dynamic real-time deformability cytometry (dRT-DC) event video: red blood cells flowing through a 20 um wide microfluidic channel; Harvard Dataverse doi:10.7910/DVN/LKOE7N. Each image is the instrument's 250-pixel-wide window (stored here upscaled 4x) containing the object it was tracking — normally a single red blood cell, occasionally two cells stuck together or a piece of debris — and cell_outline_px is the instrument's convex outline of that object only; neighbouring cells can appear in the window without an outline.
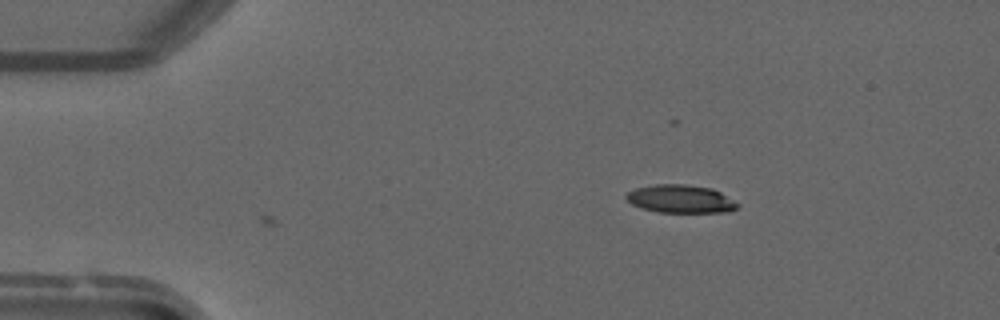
{"species": "common noctule bat (a hibernating species)", "species_latin": "Nyctalus noctula", "temperature_condition": "warm", "stored_images_in_passage": 2, "camera_frame_rate_fps": 3000, "um_per_image_px": 0.085, "animal": {"sex": "male", "forearm_length_mm": 52.5}, "frame": {"image": 1, "passage_image": 2, "time_ms": 1.0, "image_size_px": [1000, 320], "cell_outline_px": [[740, 204], [736, 208], [728, 212], [656, 212], [640, 208], [632, 204], [624, 196], [628, 192], [636, 188], [656, 184], [684, 184], [712, 188], [720, 192]], "centroid_in_image_um": [57.84, 16.91], "position_along_channel_um": 27.2, "area_um2": 18.21}}